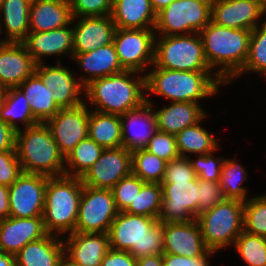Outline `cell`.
<instances>
[{"instance_id":"obj_36","label":"cell","mask_w":266,"mask_h":266,"mask_svg":"<svg viewBox=\"0 0 266 266\" xmlns=\"http://www.w3.org/2000/svg\"><path fill=\"white\" fill-rule=\"evenodd\" d=\"M248 178V173L244 166L238 164L236 160L224 159L219 183L226 199H237L246 202L248 189L243 186V181Z\"/></svg>"},{"instance_id":"obj_55","label":"cell","mask_w":266,"mask_h":266,"mask_svg":"<svg viewBox=\"0 0 266 266\" xmlns=\"http://www.w3.org/2000/svg\"><path fill=\"white\" fill-rule=\"evenodd\" d=\"M175 0H150L152 9L157 14Z\"/></svg>"},{"instance_id":"obj_9","label":"cell","mask_w":266,"mask_h":266,"mask_svg":"<svg viewBox=\"0 0 266 266\" xmlns=\"http://www.w3.org/2000/svg\"><path fill=\"white\" fill-rule=\"evenodd\" d=\"M211 4L199 0H175L156 14L159 36L199 33L211 21Z\"/></svg>"},{"instance_id":"obj_29","label":"cell","mask_w":266,"mask_h":266,"mask_svg":"<svg viewBox=\"0 0 266 266\" xmlns=\"http://www.w3.org/2000/svg\"><path fill=\"white\" fill-rule=\"evenodd\" d=\"M64 253L60 236L47 234L45 237L27 243L16 255V266H57Z\"/></svg>"},{"instance_id":"obj_50","label":"cell","mask_w":266,"mask_h":266,"mask_svg":"<svg viewBox=\"0 0 266 266\" xmlns=\"http://www.w3.org/2000/svg\"><path fill=\"white\" fill-rule=\"evenodd\" d=\"M101 266H137V259L128 251L109 248L103 257Z\"/></svg>"},{"instance_id":"obj_7","label":"cell","mask_w":266,"mask_h":266,"mask_svg":"<svg viewBox=\"0 0 266 266\" xmlns=\"http://www.w3.org/2000/svg\"><path fill=\"white\" fill-rule=\"evenodd\" d=\"M208 250L217 252L233 246L243 231L244 202L225 199L196 218Z\"/></svg>"},{"instance_id":"obj_37","label":"cell","mask_w":266,"mask_h":266,"mask_svg":"<svg viewBox=\"0 0 266 266\" xmlns=\"http://www.w3.org/2000/svg\"><path fill=\"white\" fill-rule=\"evenodd\" d=\"M261 23L251 32L249 53L244 67L228 84L246 73H261L266 77V17Z\"/></svg>"},{"instance_id":"obj_44","label":"cell","mask_w":266,"mask_h":266,"mask_svg":"<svg viewBox=\"0 0 266 266\" xmlns=\"http://www.w3.org/2000/svg\"><path fill=\"white\" fill-rule=\"evenodd\" d=\"M144 149L166 162H170L172 159L180 156L177 150L175 135L158 130Z\"/></svg>"},{"instance_id":"obj_47","label":"cell","mask_w":266,"mask_h":266,"mask_svg":"<svg viewBox=\"0 0 266 266\" xmlns=\"http://www.w3.org/2000/svg\"><path fill=\"white\" fill-rule=\"evenodd\" d=\"M22 173L15 150L0 152V184L10 187Z\"/></svg>"},{"instance_id":"obj_11","label":"cell","mask_w":266,"mask_h":266,"mask_svg":"<svg viewBox=\"0 0 266 266\" xmlns=\"http://www.w3.org/2000/svg\"><path fill=\"white\" fill-rule=\"evenodd\" d=\"M162 208L158 221L189 222L198 217V178L163 180Z\"/></svg>"},{"instance_id":"obj_38","label":"cell","mask_w":266,"mask_h":266,"mask_svg":"<svg viewBox=\"0 0 266 266\" xmlns=\"http://www.w3.org/2000/svg\"><path fill=\"white\" fill-rule=\"evenodd\" d=\"M132 153V173L142 181L159 183L163 181L167 162L145 149Z\"/></svg>"},{"instance_id":"obj_23","label":"cell","mask_w":266,"mask_h":266,"mask_svg":"<svg viewBox=\"0 0 266 266\" xmlns=\"http://www.w3.org/2000/svg\"><path fill=\"white\" fill-rule=\"evenodd\" d=\"M73 23L47 32H29L22 41L36 64L45 63L46 56L73 57ZM69 26V27H68Z\"/></svg>"},{"instance_id":"obj_52","label":"cell","mask_w":266,"mask_h":266,"mask_svg":"<svg viewBox=\"0 0 266 266\" xmlns=\"http://www.w3.org/2000/svg\"><path fill=\"white\" fill-rule=\"evenodd\" d=\"M10 215L9 189L0 184V219L8 218Z\"/></svg>"},{"instance_id":"obj_46","label":"cell","mask_w":266,"mask_h":266,"mask_svg":"<svg viewBox=\"0 0 266 266\" xmlns=\"http://www.w3.org/2000/svg\"><path fill=\"white\" fill-rule=\"evenodd\" d=\"M225 199L219 182L204 181L198 178V215Z\"/></svg>"},{"instance_id":"obj_53","label":"cell","mask_w":266,"mask_h":266,"mask_svg":"<svg viewBox=\"0 0 266 266\" xmlns=\"http://www.w3.org/2000/svg\"><path fill=\"white\" fill-rule=\"evenodd\" d=\"M137 266H163L162 255L156 254L138 258Z\"/></svg>"},{"instance_id":"obj_27","label":"cell","mask_w":266,"mask_h":266,"mask_svg":"<svg viewBox=\"0 0 266 266\" xmlns=\"http://www.w3.org/2000/svg\"><path fill=\"white\" fill-rule=\"evenodd\" d=\"M153 111L157 130L172 135L199 123L207 116L200 103L194 102H171L169 106Z\"/></svg>"},{"instance_id":"obj_43","label":"cell","mask_w":266,"mask_h":266,"mask_svg":"<svg viewBox=\"0 0 266 266\" xmlns=\"http://www.w3.org/2000/svg\"><path fill=\"white\" fill-rule=\"evenodd\" d=\"M213 153L199 154L198 159H190L191 167L195 171L197 178L204 181L219 182L221 168L224 162V157H212Z\"/></svg>"},{"instance_id":"obj_22","label":"cell","mask_w":266,"mask_h":266,"mask_svg":"<svg viewBox=\"0 0 266 266\" xmlns=\"http://www.w3.org/2000/svg\"><path fill=\"white\" fill-rule=\"evenodd\" d=\"M36 65L22 42H0V84L5 89L18 87Z\"/></svg>"},{"instance_id":"obj_8","label":"cell","mask_w":266,"mask_h":266,"mask_svg":"<svg viewBox=\"0 0 266 266\" xmlns=\"http://www.w3.org/2000/svg\"><path fill=\"white\" fill-rule=\"evenodd\" d=\"M153 68L180 71H212L199 33L155 36Z\"/></svg>"},{"instance_id":"obj_49","label":"cell","mask_w":266,"mask_h":266,"mask_svg":"<svg viewBox=\"0 0 266 266\" xmlns=\"http://www.w3.org/2000/svg\"><path fill=\"white\" fill-rule=\"evenodd\" d=\"M214 251L206 250L201 256L187 258L174 254H163V266H209V257Z\"/></svg>"},{"instance_id":"obj_20","label":"cell","mask_w":266,"mask_h":266,"mask_svg":"<svg viewBox=\"0 0 266 266\" xmlns=\"http://www.w3.org/2000/svg\"><path fill=\"white\" fill-rule=\"evenodd\" d=\"M146 95L141 107L120 115L122 146L129 151L144 149L157 131V122L152 107L154 104Z\"/></svg>"},{"instance_id":"obj_15","label":"cell","mask_w":266,"mask_h":266,"mask_svg":"<svg viewBox=\"0 0 266 266\" xmlns=\"http://www.w3.org/2000/svg\"><path fill=\"white\" fill-rule=\"evenodd\" d=\"M132 173V153L126 148H106L99 159L81 177L85 186L111 189Z\"/></svg>"},{"instance_id":"obj_3","label":"cell","mask_w":266,"mask_h":266,"mask_svg":"<svg viewBox=\"0 0 266 266\" xmlns=\"http://www.w3.org/2000/svg\"><path fill=\"white\" fill-rule=\"evenodd\" d=\"M213 71H180L153 68L145 74L146 94L158 95L171 102L200 103L216 96L225 83Z\"/></svg>"},{"instance_id":"obj_12","label":"cell","mask_w":266,"mask_h":266,"mask_svg":"<svg viewBox=\"0 0 266 266\" xmlns=\"http://www.w3.org/2000/svg\"><path fill=\"white\" fill-rule=\"evenodd\" d=\"M155 36L154 29L116 28L113 43L124 70L144 74L154 64Z\"/></svg>"},{"instance_id":"obj_45","label":"cell","mask_w":266,"mask_h":266,"mask_svg":"<svg viewBox=\"0 0 266 266\" xmlns=\"http://www.w3.org/2000/svg\"><path fill=\"white\" fill-rule=\"evenodd\" d=\"M72 17L111 15L113 0H69Z\"/></svg>"},{"instance_id":"obj_14","label":"cell","mask_w":266,"mask_h":266,"mask_svg":"<svg viewBox=\"0 0 266 266\" xmlns=\"http://www.w3.org/2000/svg\"><path fill=\"white\" fill-rule=\"evenodd\" d=\"M90 110L84 102L74 108L60 109L45 124L49 127L60 153L66 157L74 147L88 137Z\"/></svg>"},{"instance_id":"obj_25","label":"cell","mask_w":266,"mask_h":266,"mask_svg":"<svg viewBox=\"0 0 266 266\" xmlns=\"http://www.w3.org/2000/svg\"><path fill=\"white\" fill-rule=\"evenodd\" d=\"M72 58L85 73L78 77L84 87L92 80L124 71L119 62L114 43L87 53H73Z\"/></svg>"},{"instance_id":"obj_59","label":"cell","mask_w":266,"mask_h":266,"mask_svg":"<svg viewBox=\"0 0 266 266\" xmlns=\"http://www.w3.org/2000/svg\"><path fill=\"white\" fill-rule=\"evenodd\" d=\"M199 1H204V2H213L214 0H199Z\"/></svg>"},{"instance_id":"obj_28","label":"cell","mask_w":266,"mask_h":266,"mask_svg":"<svg viewBox=\"0 0 266 266\" xmlns=\"http://www.w3.org/2000/svg\"><path fill=\"white\" fill-rule=\"evenodd\" d=\"M111 18L121 29H154L156 23L150 0H113Z\"/></svg>"},{"instance_id":"obj_31","label":"cell","mask_w":266,"mask_h":266,"mask_svg":"<svg viewBox=\"0 0 266 266\" xmlns=\"http://www.w3.org/2000/svg\"><path fill=\"white\" fill-rule=\"evenodd\" d=\"M18 88L30 104L33 116L40 123H45L61 109L54 102L51 89L42 83L41 78L35 72L22 82Z\"/></svg>"},{"instance_id":"obj_32","label":"cell","mask_w":266,"mask_h":266,"mask_svg":"<svg viewBox=\"0 0 266 266\" xmlns=\"http://www.w3.org/2000/svg\"><path fill=\"white\" fill-rule=\"evenodd\" d=\"M88 137L104 149L122 147L120 115L106 114L90 110Z\"/></svg>"},{"instance_id":"obj_2","label":"cell","mask_w":266,"mask_h":266,"mask_svg":"<svg viewBox=\"0 0 266 266\" xmlns=\"http://www.w3.org/2000/svg\"><path fill=\"white\" fill-rule=\"evenodd\" d=\"M145 92V74L124 70L92 80L84 88V98L95 111L123 115L146 103Z\"/></svg>"},{"instance_id":"obj_21","label":"cell","mask_w":266,"mask_h":266,"mask_svg":"<svg viewBox=\"0 0 266 266\" xmlns=\"http://www.w3.org/2000/svg\"><path fill=\"white\" fill-rule=\"evenodd\" d=\"M47 234L43 217L0 219V252L16 255L27 243Z\"/></svg>"},{"instance_id":"obj_57","label":"cell","mask_w":266,"mask_h":266,"mask_svg":"<svg viewBox=\"0 0 266 266\" xmlns=\"http://www.w3.org/2000/svg\"><path fill=\"white\" fill-rule=\"evenodd\" d=\"M254 3H257L260 7H262L266 11V0H248Z\"/></svg>"},{"instance_id":"obj_24","label":"cell","mask_w":266,"mask_h":266,"mask_svg":"<svg viewBox=\"0 0 266 266\" xmlns=\"http://www.w3.org/2000/svg\"><path fill=\"white\" fill-rule=\"evenodd\" d=\"M62 240L64 253L81 266H101L110 248L108 233L74 232Z\"/></svg>"},{"instance_id":"obj_41","label":"cell","mask_w":266,"mask_h":266,"mask_svg":"<svg viewBox=\"0 0 266 266\" xmlns=\"http://www.w3.org/2000/svg\"><path fill=\"white\" fill-rule=\"evenodd\" d=\"M243 231L266 237V193L244 202Z\"/></svg>"},{"instance_id":"obj_16","label":"cell","mask_w":266,"mask_h":266,"mask_svg":"<svg viewBox=\"0 0 266 266\" xmlns=\"http://www.w3.org/2000/svg\"><path fill=\"white\" fill-rule=\"evenodd\" d=\"M35 73L41 78L42 83L51 89V96L61 109L74 108L85 102L84 95L81 96L85 87L75 78L70 68L61 65V60L57 59L55 66L37 64Z\"/></svg>"},{"instance_id":"obj_30","label":"cell","mask_w":266,"mask_h":266,"mask_svg":"<svg viewBox=\"0 0 266 266\" xmlns=\"http://www.w3.org/2000/svg\"><path fill=\"white\" fill-rule=\"evenodd\" d=\"M30 7V0H3L0 8V34L5 31L6 36L0 42H22L27 37Z\"/></svg>"},{"instance_id":"obj_54","label":"cell","mask_w":266,"mask_h":266,"mask_svg":"<svg viewBox=\"0 0 266 266\" xmlns=\"http://www.w3.org/2000/svg\"><path fill=\"white\" fill-rule=\"evenodd\" d=\"M0 266H16L15 255L0 252Z\"/></svg>"},{"instance_id":"obj_58","label":"cell","mask_w":266,"mask_h":266,"mask_svg":"<svg viewBox=\"0 0 266 266\" xmlns=\"http://www.w3.org/2000/svg\"><path fill=\"white\" fill-rule=\"evenodd\" d=\"M5 91H6V89L0 84V106H1L2 101H3Z\"/></svg>"},{"instance_id":"obj_33","label":"cell","mask_w":266,"mask_h":266,"mask_svg":"<svg viewBox=\"0 0 266 266\" xmlns=\"http://www.w3.org/2000/svg\"><path fill=\"white\" fill-rule=\"evenodd\" d=\"M0 119L15 131L21 129L20 125L17 124V120L22 123L24 128L40 123L33 116L30 104L18 87L6 89L0 106Z\"/></svg>"},{"instance_id":"obj_48","label":"cell","mask_w":266,"mask_h":266,"mask_svg":"<svg viewBox=\"0 0 266 266\" xmlns=\"http://www.w3.org/2000/svg\"><path fill=\"white\" fill-rule=\"evenodd\" d=\"M196 177L189 157L179 156L167 162L163 180L195 179Z\"/></svg>"},{"instance_id":"obj_56","label":"cell","mask_w":266,"mask_h":266,"mask_svg":"<svg viewBox=\"0 0 266 266\" xmlns=\"http://www.w3.org/2000/svg\"><path fill=\"white\" fill-rule=\"evenodd\" d=\"M57 266H81L77 262L73 261L70 257H68L65 253L60 257Z\"/></svg>"},{"instance_id":"obj_6","label":"cell","mask_w":266,"mask_h":266,"mask_svg":"<svg viewBox=\"0 0 266 266\" xmlns=\"http://www.w3.org/2000/svg\"><path fill=\"white\" fill-rule=\"evenodd\" d=\"M83 190L81 178L73 176L48 177L43 212L48 234L74 233Z\"/></svg>"},{"instance_id":"obj_4","label":"cell","mask_w":266,"mask_h":266,"mask_svg":"<svg viewBox=\"0 0 266 266\" xmlns=\"http://www.w3.org/2000/svg\"><path fill=\"white\" fill-rule=\"evenodd\" d=\"M15 152L24 173L47 177L65 173V157L60 153L45 123L16 131Z\"/></svg>"},{"instance_id":"obj_19","label":"cell","mask_w":266,"mask_h":266,"mask_svg":"<svg viewBox=\"0 0 266 266\" xmlns=\"http://www.w3.org/2000/svg\"><path fill=\"white\" fill-rule=\"evenodd\" d=\"M266 11L248 0H214L211 4V21L217 25L253 30Z\"/></svg>"},{"instance_id":"obj_40","label":"cell","mask_w":266,"mask_h":266,"mask_svg":"<svg viewBox=\"0 0 266 266\" xmlns=\"http://www.w3.org/2000/svg\"><path fill=\"white\" fill-rule=\"evenodd\" d=\"M233 247L247 266H266V237L242 231Z\"/></svg>"},{"instance_id":"obj_34","label":"cell","mask_w":266,"mask_h":266,"mask_svg":"<svg viewBox=\"0 0 266 266\" xmlns=\"http://www.w3.org/2000/svg\"><path fill=\"white\" fill-rule=\"evenodd\" d=\"M201 121L186 127L175 135L177 150L180 156L189 154H208L220 148L218 140L207 129L201 127Z\"/></svg>"},{"instance_id":"obj_18","label":"cell","mask_w":266,"mask_h":266,"mask_svg":"<svg viewBox=\"0 0 266 266\" xmlns=\"http://www.w3.org/2000/svg\"><path fill=\"white\" fill-rule=\"evenodd\" d=\"M73 53H87L113 43L116 25L111 15L73 17Z\"/></svg>"},{"instance_id":"obj_10","label":"cell","mask_w":266,"mask_h":266,"mask_svg":"<svg viewBox=\"0 0 266 266\" xmlns=\"http://www.w3.org/2000/svg\"><path fill=\"white\" fill-rule=\"evenodd\" d=\"M117 214L111 189L83 185L74 232L108 233Z\"/></svg>"},{"instance_id":"obj_35","label":"cell","mask_w":266,"mask_h":266,"mask_svg":"<svg viewBox=\"0 0 266 266\" xmlns=\"http://www.w3.org/2000/svg\"><path fill=\"white\" fill-rule=\"evenodd\" d=\"M103 150L104 148L91 138L83 139L65 157L64 175L81 178L99 159Z\"/></svg>"},{"instance_id":"obj_17","label":"cell","mask_w":266,"mask_h":266,"mask_svg":"<svg viewBox=\"0 0 266 266\" xmlns=\"http://www.w3.org/2000/svg\"><path fill=\"white\" fill-rule=\"evenodd\" d=\"M162 229L164 254L192 258L201 256L207 250L197 219L189 222L162 223Z\"/></svg>"},{"instance_id":"obj_42","label":"cell","mask_w":266,"mask_h":266,"mask_svg":"<svg viewBox=\"0 0 266 266\" xmlns=\"http://www.w3.org/2000/svg\"><path fill=\"white\" fill-rule=\"evenodd\" d=\"M145 182L133 173L120 179L111 188L118 212H124L134 202L136 195L140 192Z\"/></svg>"},{"instance_id":"obj_51","label":"cell","mask_w":266,"mask_h":266,"mask_svg":"<svg viewBox=\"0 0 266 266\" xmlns=\"http://www.w3.org/2000/svg\"><path fill=\"white\" fill-rule=\"evenodd\" d=\"M16 131L0 119V152L15 150Z\"/></svg>"},{"instance_id":"obj_26","label":"cell","mask_w":266,"mask_h":266,"mask_svg":"<svg viewBox=\"0 0 266 266\" xmlns=\"http://www.w3.org/2000/svg\"><path fill=\"white\" fill-rule=\"evenodd\" d=\"M68 0L31 1L29 32H47L67 26L72 22Z\"/></svg>"},{"instance_id":"obj_39","label":"cell","mask_w":266,"mask_h":266,"mask_svg":"<svg viewBox=\"0 0 266 266\" xmlns=\"http://www.w3.org/2000/svg\"><path fill=\"white\" fill-rule=\"evenodd\" d=\"M162 199L161 184L145 182L134 202H131L124 212L158 219L162 208Z\"/></svg>"},{"instance_id":"obj_13","label":"cell","mask_w":266,"mask_h":266,"mask_svg":"<svg viewBox=\"0 0 266 266\" xmlns=\"http://www.w3.org/2000/svg\"><path fill=\"white\" fill-rule=\"evenodd\" d=\"M47 176L22 173L10 186L9 217L32 218L43 217Z\"/></svg>"},{"instance_id":"obj_5","label":"cell","mask_w":266,"mask_h":266,"mask_svg":"<svg viewBox=\"0 0 266 266\" xmlns=\"http://www.w3.org/2000/svg\"><path fill=\"white\" fill-rule=\"evenodd\" d=\"M108 235L110 248L128 251L135 259L164 254L162 222L157 218L118 212Z\"/></svg>"},{"instance_id":"obj_1","label":"cell","mask_w":266,"mask_h":266,"mask_svg":"<svg viewBox=\"0 0 266 266\" xmlns=\"http://www.w3.org/2000/svg\"><path fill=\"white\" fill-rule=\"evenodd\" d=\"M251 32L252 30L220 26L212 21L199 32L207 63L225 85L246 63ZM214 69L218 70L214 72Z\"/></svg>"}]
</instances>
